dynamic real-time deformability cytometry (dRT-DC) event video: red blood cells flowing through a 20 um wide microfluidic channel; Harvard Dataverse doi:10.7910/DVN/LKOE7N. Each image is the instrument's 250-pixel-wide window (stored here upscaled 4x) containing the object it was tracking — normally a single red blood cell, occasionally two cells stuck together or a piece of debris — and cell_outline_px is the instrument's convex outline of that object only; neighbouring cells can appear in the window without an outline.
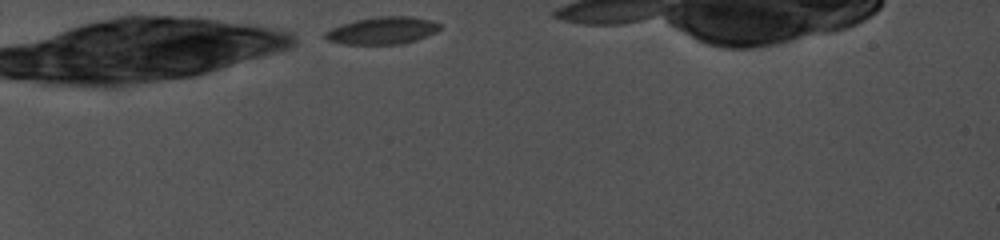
{"species": "common noctule bat (a hibernating species)", "species_latin": "Nyctalus noctula", "temperature_condition": "cold", "stored_images_in_passage": 25, "camera_frame_rate_fps": 5000, "um_per_image_px": 0.085, "animal": {"sex": "female", "body_mass_g": 19.0, "forearm_length_mm": 56.7}, "frame": {"image": 1, "passage_image": 1, "time_ms": 0.0, "image_size_px": [1000, 240], "cell_outline_px": [[440, 28], [436, 32], [416, 40], [400, 44], [344, 44], [328, 40], [324, 36], [324, 32], [332, 28], [356, 20], [376, 16], [412, 16], [432, 20], [440, 24]], "centroid_in_image_um": [32.53, 2.59], "position_along_channel_um": 52.5, "area_um2": 18.15}}
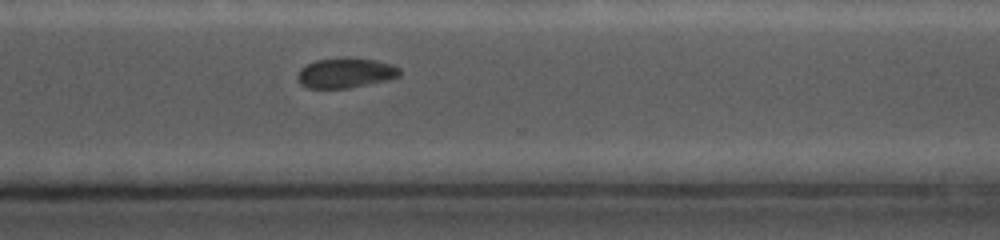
{"frame": {"image": 2, "passage_image": 20, "time_ms": 9.2, "image_size_px": [1000, 240], "cell_outline_px": [[400, 76], [384, 80], [348, 88], [308, 88], [300, 84], [300, 68], [304, 64], [316, 60], [348, 56], [376, 60], [392, 64], [400, 68]], "centroid_in_image_um": [29.38, 6.17], "position_along_channel_um": 341.2, "area_um2": 17.86}}
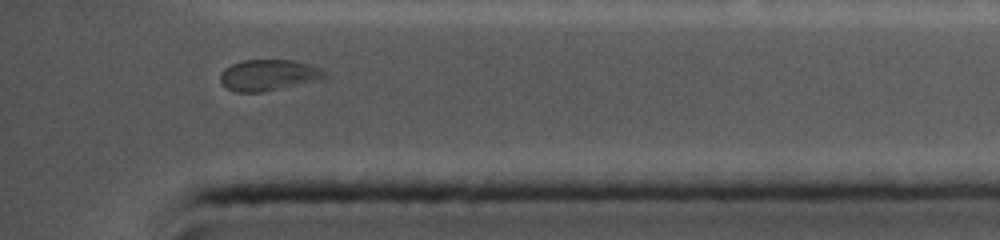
{"frame": {"image": 3, "passage_image": 24, "time_ms": 11.0, "image_size_px": [1000, 240], "cell_outline_px": [[324, 76], [320, 80], [260, 92], [236, 92], [228, 88], [220, 80], [220, 72], [224, 68], [240, 60], [292, 60], [308, 64], [320, 68], [324, 72]], "centroid_in_image_um": [22.78, 6.37], "position_along_channel_um": 412.4, "area_um2": 18.67}, "authors_computed_cell_mechanics": {"area_um2": 18.496, "velocity_mm_per_s": 3.8657, "shape_relaxation_time_tau1_ms": 9.3393, "shape_relaxation_time_tau2_ms": 3.8924, "deformation_change_tau1": 0.1162, "deformation_change_tau2": 0.0607}}